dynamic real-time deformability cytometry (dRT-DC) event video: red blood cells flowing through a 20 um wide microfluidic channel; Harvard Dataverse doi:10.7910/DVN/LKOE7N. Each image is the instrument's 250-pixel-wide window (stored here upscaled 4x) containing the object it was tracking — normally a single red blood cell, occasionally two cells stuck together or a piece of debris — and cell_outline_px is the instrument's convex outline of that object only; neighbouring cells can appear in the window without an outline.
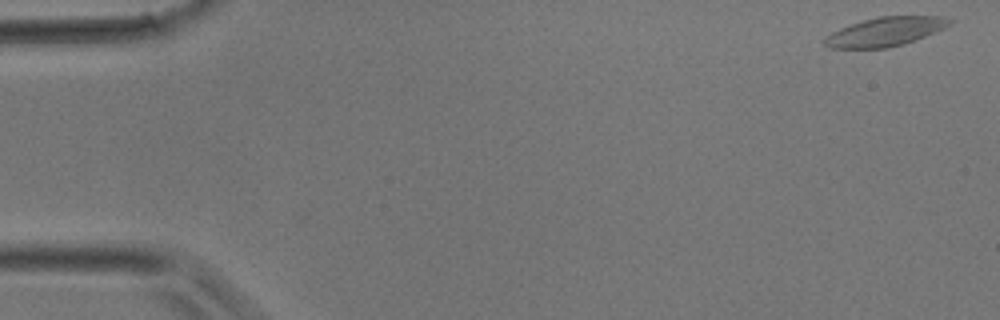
{"species": "common noctule bat (a hibernating species)", "species_latin": "Nyctalus noctula", "temperature_condition": "room temperature", "stored_images_in_passage": 11, "camera_frame_rate_fps": 3000, "um_per_image_px": 0.085, "animal": {"sex": "male", "body_mass_g": 17.9}, "frame": {"image": 1, "passage_image": 1, "time_ms": 0.0, "image_size_px": [1000, 320], "cell_outline_px": [[956, 20], [944, 28], [924, 36], [888, 48], [828, 48], [824, 44], [824, 40], [832, 32], [840, 28], [864, 20], [880, 16], [940, 16]], "centroid_in_image_um": [75.25, 2.68], "position_along_channel_um": 9.8, "area_um2": 20.69}}